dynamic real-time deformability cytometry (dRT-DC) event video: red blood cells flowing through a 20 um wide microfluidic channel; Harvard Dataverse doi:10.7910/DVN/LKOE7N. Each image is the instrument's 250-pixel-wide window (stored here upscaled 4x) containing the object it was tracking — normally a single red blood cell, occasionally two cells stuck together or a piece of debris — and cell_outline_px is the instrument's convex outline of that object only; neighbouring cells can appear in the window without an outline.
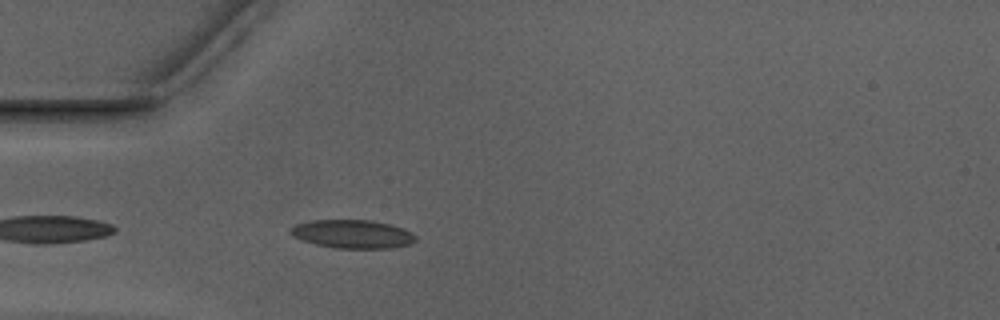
{"species": "Egyptian fruit bat (a non-hibernating species)", "species_latin": "Rousettus aegyptiacus", "temperature_condition": "warm", "stored_images_in_passage": 40, "camera_frame_rate_fps": 3000, "um_per_image_px": 0.085, "animal": {"sex": "male"}, "frame": {"image": 1, "passage_image": 3, "time_ms": 0.667, "image_size_px": [1000, 320], "cell_outline_px": [[416, 240], [408, 244], [392, 248], [336, 248], [316, 244], [292, 236], [288, 232], [288, 228], [296, 224], [312, 220], [372, 220], [388, 224], [412, 232], [416, 236]], "centroid_in_image_um": [29.93, 19.89], "position_along_channel_um": 55.1, "area_um2": 20.63}}
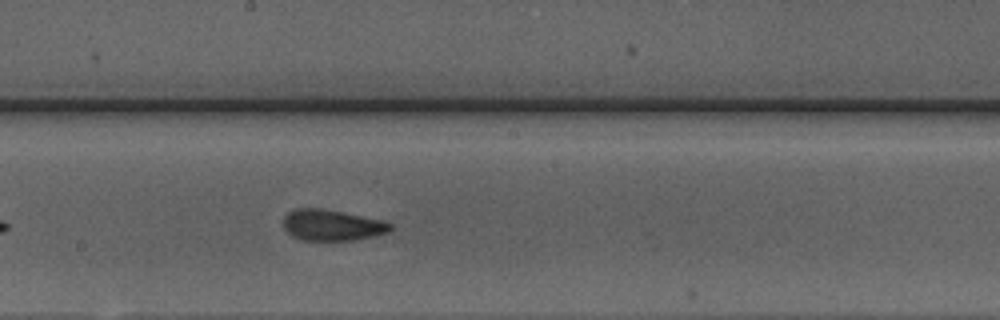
{"frame": {"image": 2, "passage_image": 16, "time_ms": 5.0, "image_size_px": [1000, 320], "cell_outline_px": [[392, 228], [388, 232], [376, 236], [356, 240], [304, 240], [292, 236], [284, 228], [284, 216], [288, 212], [296, 208], [320, 208], [344, 212], [384, 220], [392, 224]], "centroid_in_image_um": [28.25, 19.13], "position_along_channel_um": 219.9, "area_um2": 19.48}}
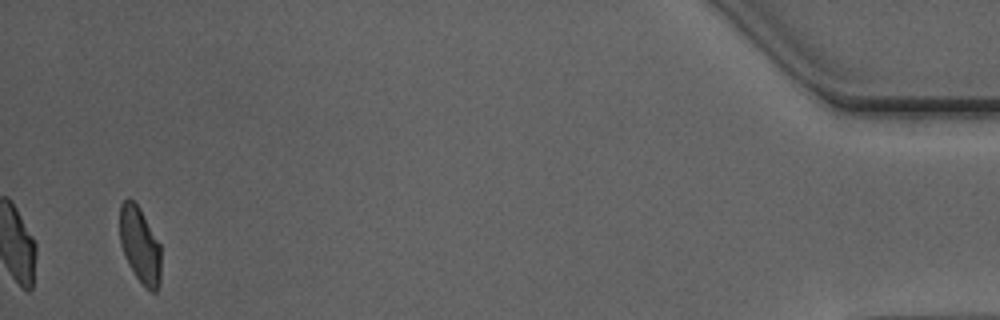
{"frame": {"image": 3, "passage_image": 38, "time_ms": 12.333, "image_size_px": [1000, 320], "cell_outline_px": [[160, 284], [156, 292], [152, 292], [136, 276], [128, 264], [124, 256], [120, 244], [120, 204], [124, 200], [132, 200], [140, 208], [160, 244]], "centroid_in_image_um": [11.89, 20.84], "position_along_channel_um": 423.3, "area_um2": 18.09}, "authors_computed_cell_mechanics": {"area_um2": 19.5364, "velocity_mm_per_s": 3.9497, "shape_relaxation_time_tau1_ms": null, "shape_relaxation_time_tau2_ms": 1.8216, "deformation_change_tau1": null, "deformation_change_tau2": 0.0846}}